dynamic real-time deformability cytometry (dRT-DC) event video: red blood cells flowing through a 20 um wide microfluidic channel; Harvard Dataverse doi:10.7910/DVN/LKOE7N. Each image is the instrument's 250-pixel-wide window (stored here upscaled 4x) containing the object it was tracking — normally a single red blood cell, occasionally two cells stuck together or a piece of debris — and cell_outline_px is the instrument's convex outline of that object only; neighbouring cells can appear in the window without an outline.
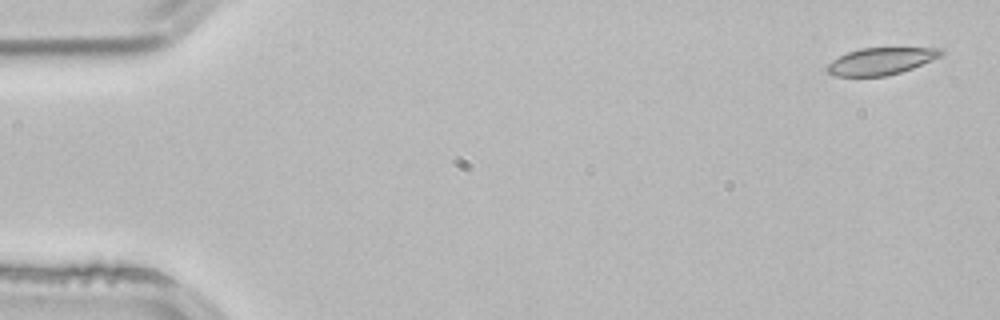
{"species": "common noctule bat (a hibernating species)", "species_latin": "Nyctalus noctula", "temperature_condition": "room temperature", "stored_images_in_passage": 3, "camera_frame_rate_fps": 3000, "um_per_image_px": 0.085, "animal": {"sex": "male", "body_mass_g": 21.5, "forearm_length_mm": 52.0}, "frame": {"image": 1, "passage_image": 1, "time_ms": 0.0, "image_size_px": [1000, 320], "cell_outline_px": [[944, 52], [940, 56], [912, 68], [900, 72], [884, 76], [832, 76], [824, 68], [832, 60], [848, 52], [860, 48], [944, 48]], "centroid_in_image_um": [74.84, 5.2], "position_along_channel_um": 10.2, "area_um2": 17.8}}